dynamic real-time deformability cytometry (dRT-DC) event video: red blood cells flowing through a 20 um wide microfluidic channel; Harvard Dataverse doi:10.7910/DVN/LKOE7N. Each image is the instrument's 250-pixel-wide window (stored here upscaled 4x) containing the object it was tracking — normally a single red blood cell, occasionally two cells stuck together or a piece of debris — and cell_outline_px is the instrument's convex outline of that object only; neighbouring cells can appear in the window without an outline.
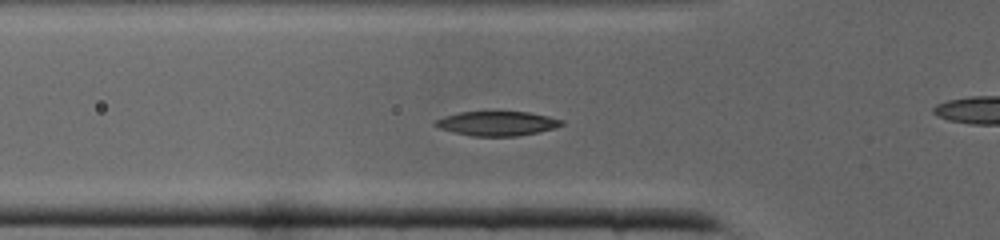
{"species": "common noctule bat (a hibernating species)", "species_latin": "Nyctalus noctula", "temperature_condition": "cold", "stored_images_in_passage": 40, "camera_frame_rate_fps": 3000, "um_per_image_px": 0.085, "animal": {"sex": "male", "body_mass_g": 19.0, "forearm_length_mm": 50.8}, "frame": {"image": 1, "passage_image": 12, "time_ms": 3.667, "image_size_px": [1000, 240], "cell_outline_px": [[564, 124], [556, 128], [516, 136], [472, 136], [440, 128], [432, 124], [436, 120], [444, 116], [460, 112], [528, 112], [548, 116], [564, 120]], "centroid_in_image_um": [42.28, 10.49], "position_along_channel_um": 83.5, "area_um2": 17.8}}
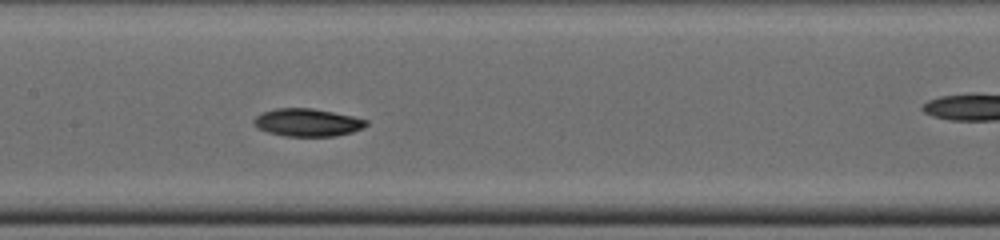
{"frame": {"image": 2, "passage_image": 18, "time_ms": 5.667, "image_size_px": [1000, 240], "cell_outline_px": [[368, 124], [364, 128], [352, 132], [336, 136], [284, 136], [268, 132], [260, 128], [252, 120], [256, 116], [264, 112], [276, 108], [312, 108], [352, 116], [368, 120]], "centroid_in_image_um": [26.17, 10.41], "position_along_channel_um": 181.2, "area_um2": 18.03}}
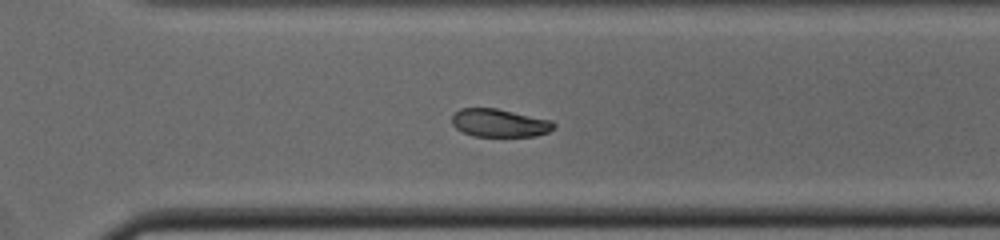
{"frame": {"image": 3, "passage_image": 27, "time_ms": 8.667, "image_size_px": [1000, 240], "cell_outline_px": [[556, 128], [548, 132], [536, 136], [472, 136], [456, 128], [452, 124], [452, 116], [460, 108], [496, 108], [552, 120], [556, 124]], "centroid_in_image_um": [42.49, 10.45], "position_along_channel_um": 328.1, "area_um2": 16.7}}